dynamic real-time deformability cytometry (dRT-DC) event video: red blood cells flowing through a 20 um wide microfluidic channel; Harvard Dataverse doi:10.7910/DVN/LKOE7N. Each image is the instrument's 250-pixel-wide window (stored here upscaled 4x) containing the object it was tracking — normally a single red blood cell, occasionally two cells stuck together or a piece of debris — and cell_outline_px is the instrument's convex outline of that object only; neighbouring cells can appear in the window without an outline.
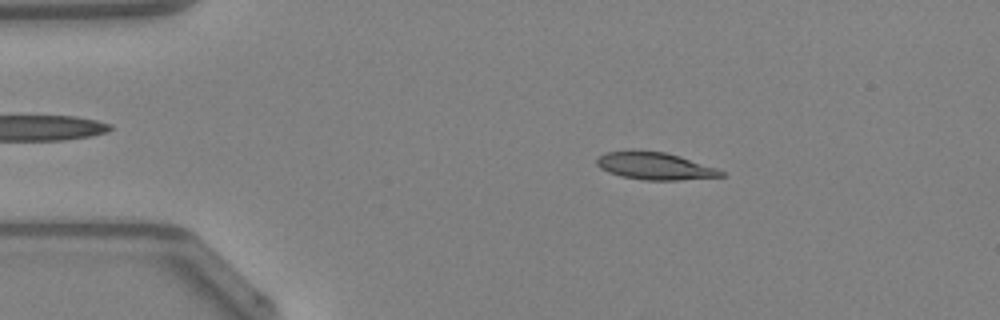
{"species": "Egyptian fruit bat (a non-hibernating species)", "species_latin": "Rousettus aegyptiacus", "temperature_condition": "warm", "stored_images_in_passage": 47, "camera_frame_rate_fps": 3000, "um_per_image_px": 0.085, "animal": {"sex": "female"}, "frame": {"image": 1, "passage_image": 8, "time_ms": 2.333, "image_size_px": [1000, 320], "cell_outline_px": [[724, 176], [680, 180], [644, 180], [620, 176], [608, 172], [600, 168], [596, 164], [596, 160], [604, 152], [632, 148], [664, 152], [680, 156], [716, 168], [724, 172]], "centroid_in_image_um": [55.59, 14.08], "position_along_channel_um": 29.4, "area_um2": 20.17}}
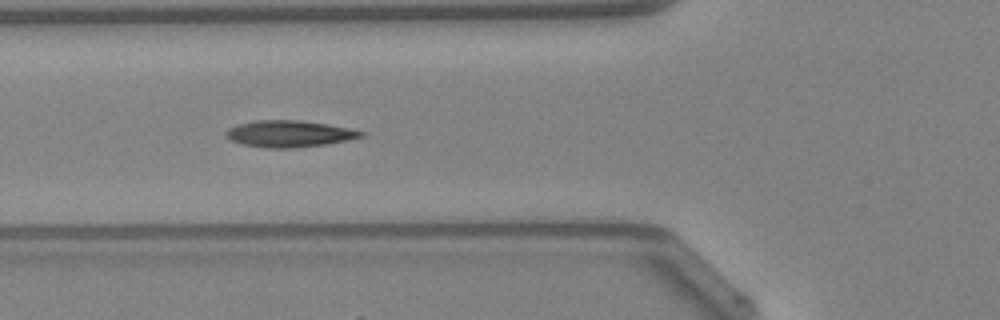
{"frame": {"image": 2, "passage_image": 17, "time_ms": 5.333, "image_size_px": [1000, 320], "cell_outline_px": [[368, 132], [364, 136], [348, 140], [328, 144], [296, 148], [264, 148], [240, 144], [232, 140], [224, 132], [228, 128], [236, 124], [256, 120], [296, 120], [328, 124]], "centroid_in_image_um": [24.6, 11.37], "position_along_channel_um": 101.2, "area_um2": 21.15}}
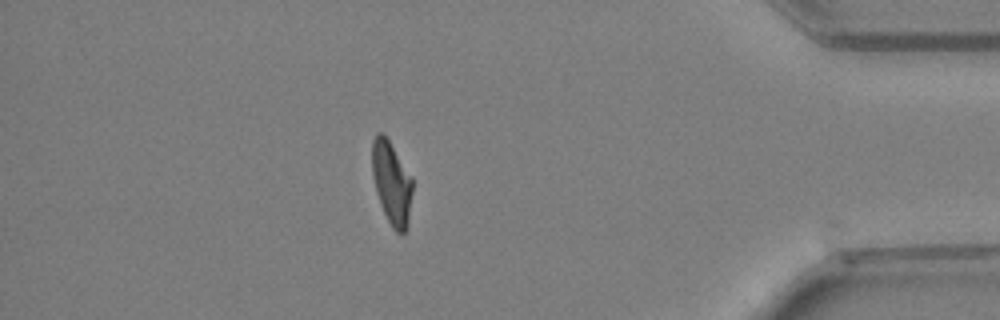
{"frame": {"image": 3, "passage_image": 41, "time_ms": 13.333, "image_size_px": [1000, 320], "cell_outline_px": [[412, 192], [408, 224], [404, 232], [400, 236], [392, 228], [380, 204], [376, 192], [372, 176], [372, 140], [376, 132], [384, 132], [412, 176]], "centroid_in_image_um": [33.28, 15.52], "position_along_channel_um": 401.9, "area_um2": 19.83}, "authors_computed_cell_mechanics": {"area_um2": 19.9988, "velocity_mm_per_s": 4.2719, "shape_relaxation_time_tau1_ms": 4.8954, "shape_relaxation_time_tau2_ms": 1.4802, "deformation_change_tau1": 0.2014, "deformation_change_tau2": 0.103}}